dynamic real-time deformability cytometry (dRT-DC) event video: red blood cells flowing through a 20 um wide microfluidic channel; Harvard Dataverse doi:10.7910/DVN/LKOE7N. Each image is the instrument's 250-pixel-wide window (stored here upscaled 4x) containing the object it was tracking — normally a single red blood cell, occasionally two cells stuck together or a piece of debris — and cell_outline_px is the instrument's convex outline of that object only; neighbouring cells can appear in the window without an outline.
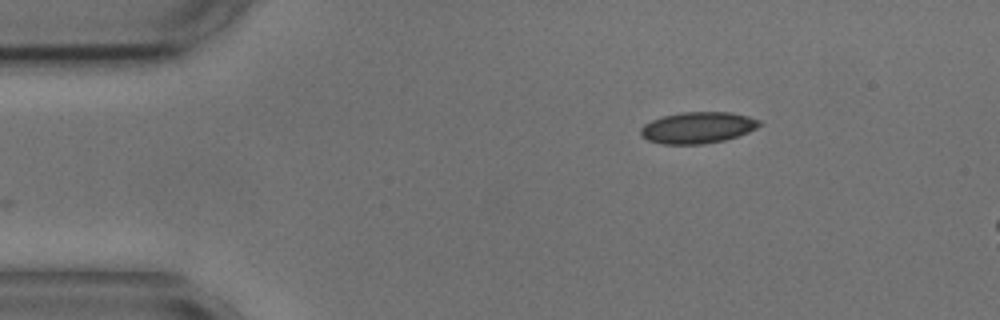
{"species": "common noctule bat (a hibernating species)", "species_latin": "Nyctalus noctula", "temperature_condition": "cold", "stored_images_in_passage": 7, "camera_frame_rate_fps": 3000, "um_per_image_px": 0.085, "animal": {"sex": "male", "body_mass_g": 17.9, "forearm_length_mm": 54.2}, "frame": {"image": 1, "passage_image": 1, "time_ms": 0.0, "image_size_px": [1000, 320], "cell_outline_px": [[764, 124], [748, 132], [724, 140], [704, 144], [660, 144], [648, 140], [640, 136], [640, 128], [644, 124], [652, 120], [664, 116], [680, 112], [728, 112], [748, 116], [760, 120]], "centroid_in_image_um": [59.29, 10.85], "position_along_channel_um": 25.7, "area_um2": 21.79}}